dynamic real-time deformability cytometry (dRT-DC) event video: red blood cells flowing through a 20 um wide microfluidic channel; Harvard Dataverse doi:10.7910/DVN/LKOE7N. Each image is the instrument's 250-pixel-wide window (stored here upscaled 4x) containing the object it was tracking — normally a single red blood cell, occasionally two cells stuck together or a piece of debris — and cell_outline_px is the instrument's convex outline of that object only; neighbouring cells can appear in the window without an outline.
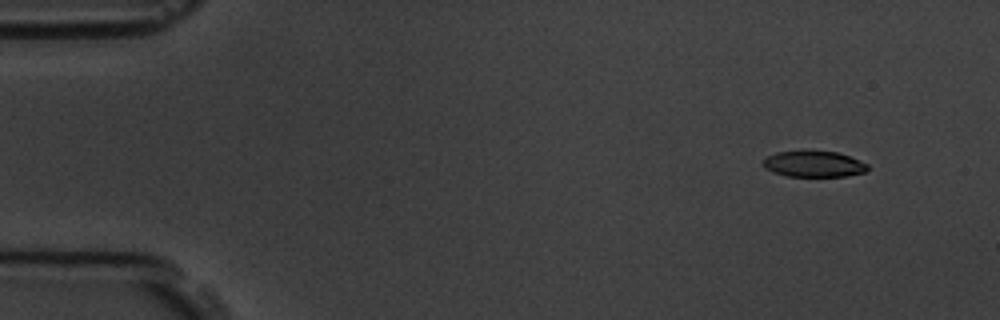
{"species": "common noctule bat (a hibernating species)", "species_latin": "Nyctalus noctula", "temperature_condition": "room temperature", "stored_images_in_passage": 5, "camera_frame_rate_fps": 3000, "um_per_image_px": 0.085, "animal": {"sex": "male", "body_mass_g": 19.5, "forearm_length_mm": 54.6}, "frame": {"image": 1, "passage_image": 2, "time_ms": 1.0, "image_size_px": [1000, 320], "cell_outline_px": [[868, 168], [864, 172], [848, 176], [788, 176], [772, 172], [764, 168], [764, 160], [768, 156], [776, 152], [836, 152], [848, 156], [868, 164]], "centroid_in_image_um": [69.17, 13.96], "position_along_channel_um": 15.8, "area_um2": 15.43}}
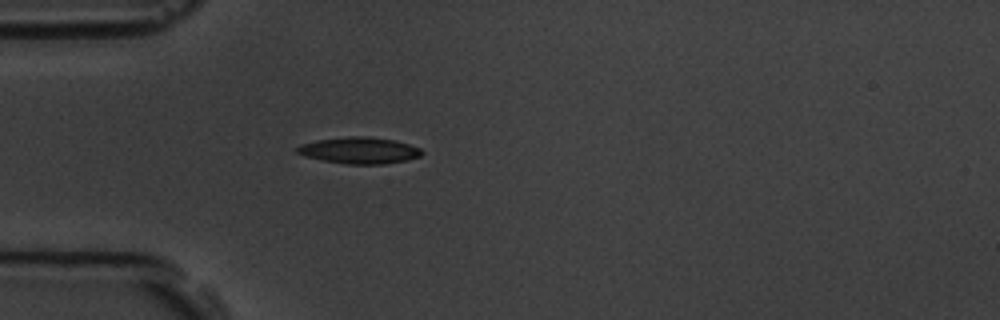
{"frame": {"image": 2, "passage_image": 5, "time_ms": 4.667, "image_size_px": [1000, 320], "cell_outline_px": [[424, 152], [420, 156], [404, 160], [384, 164], [344, 164], [304, 156], [296, 152], [296, 148], [300, 144], [316, 140], [348, 136], [368, 136], [392, 140], [408, 144], [420, 148]], "centroid_in_image_um": [30.51, 12.78], "position_along_channel_um": 54.5, "area_um2": 19.13}}